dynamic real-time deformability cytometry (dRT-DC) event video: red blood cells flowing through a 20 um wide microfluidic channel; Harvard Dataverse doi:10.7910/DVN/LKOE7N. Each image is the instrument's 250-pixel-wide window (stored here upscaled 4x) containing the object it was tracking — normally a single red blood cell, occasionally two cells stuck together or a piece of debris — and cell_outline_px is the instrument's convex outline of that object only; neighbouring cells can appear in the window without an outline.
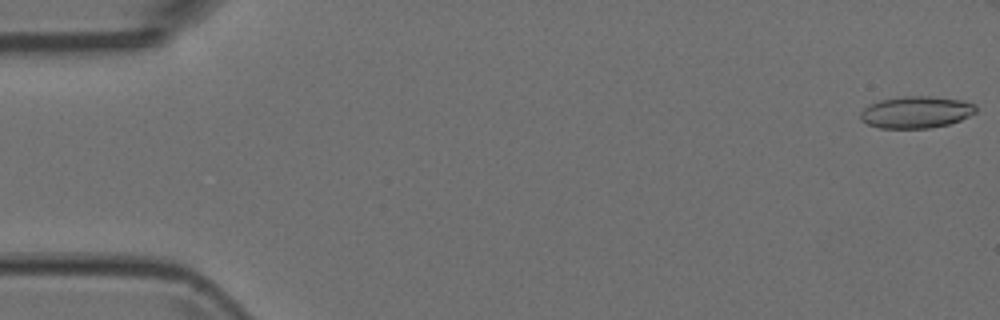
{"species": "Egyptian fruit bat (a non-hibernating species)", "species_latin": "Rousettus aegyptiacus", "temperature_condition": "room temperature", "stored_images_in_passage": 6, "camera_frame_rate_fps": 3000, "um_per_image_px": 0.085, "animal": {"sex": "female"}, "frame": {"image": 1, "passage_image": 1, "time_ms": 0.0, "image_size_px": [1000, 320], "cell_outline_px": [[976, 112], [960, 120], [948, 124], [932, 128], [880, 128], [868, 124], [860, 120], [860, 112], [864, 108], [880, 100], [900, 96], [928, 96], [964, 100], [976, 104]], "centroid_in_image_um": [77.88, 9.53], "position_along_channel_um": 7.1, "area_um2": 21.5}}
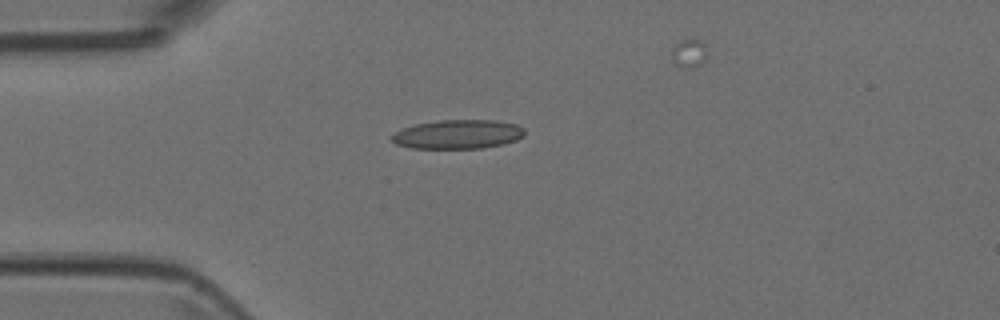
{"frame": {"image": 2, "passage_image": 5, "time_ms": 1.333, "image_size_px": [1000, 320], "cell_outline_px": [[524, 136], [516, 140], [504, 144], [484, 148], [412, 148], [396, 144], [392, 140], [392, 136], [396, 132], [404, 128], [416, 124], [440, 120], [496, 120], [516, 124], [524, 128]], "centroid_in_image_um": [38.97, 11.41], "position_along_channel_um": 46.0, "area_um2": 22.43}}